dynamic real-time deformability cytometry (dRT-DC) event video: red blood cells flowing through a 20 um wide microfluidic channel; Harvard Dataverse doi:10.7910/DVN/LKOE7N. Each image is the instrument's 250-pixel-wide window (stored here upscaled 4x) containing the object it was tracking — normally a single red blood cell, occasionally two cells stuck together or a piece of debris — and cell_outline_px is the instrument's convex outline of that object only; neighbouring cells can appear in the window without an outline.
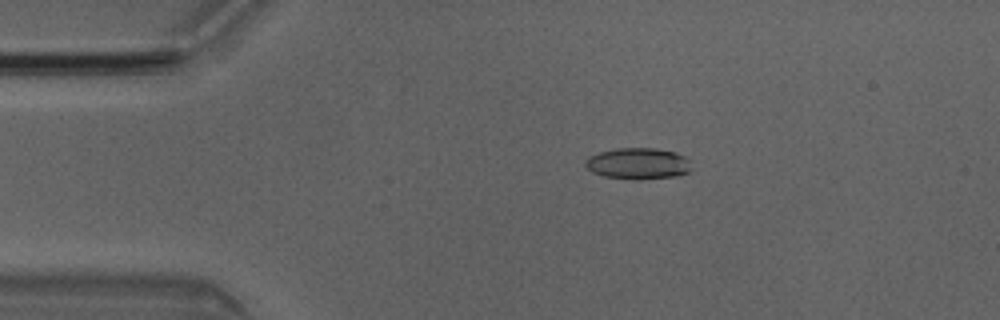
{"species": "Egyptian fruit bat (a non-hibernating species)", "species_latin": "Rousettus aegyptiacus", "temperature_condition": "room temperature", "stored_images_in_passage": 50, "camera_frame_rate_fps": 3000, "um_per_image_px": 0.085, "animal": {"sex": "male"}, "frame": {"image": 1, "passage_image": 9, "time_ms": 2.667, "image_size_px": [1000, 320], "cell_outline_px": [[692, 168], [688, 172], [680, 176], [640, 180], [632, 180], [604, 176], [592, 172], [584, 164], [584, 160], [588, 156], [600, 152], [616, 148], [656, 148], [676, 152], [692, 160]], "centroid_in_image_um": [54.28, 13.91], "position_along_channel_um": 30.7, "area_um2": 19.88}}
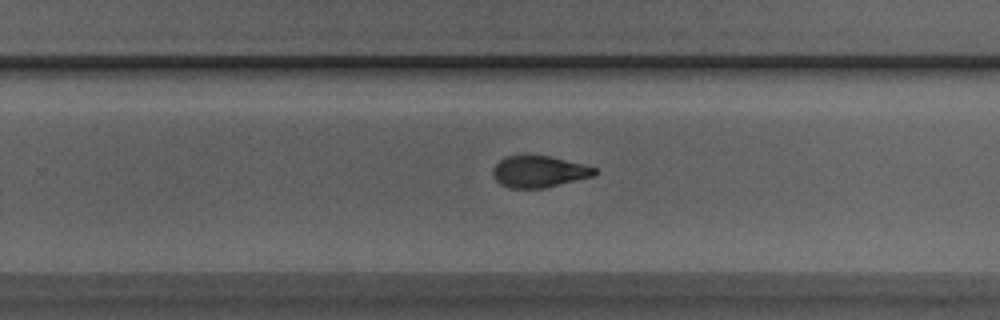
{"frame": {"image": 2, "passage_image": 31, "time_ms": 10.0, "image_size_px": [1000, 320], "cell_outline_px": [[600, 172], [592, 176], [544, 188], [512, 188], [500, 184], [496, 180], [492, 172], [492, 168], [504, 156], [552, 156], [596, 168]], "centroid_in_image_um": [45.81, 14.59], "position_along_channel_um": 284.0, "area_um2": 18.55}}
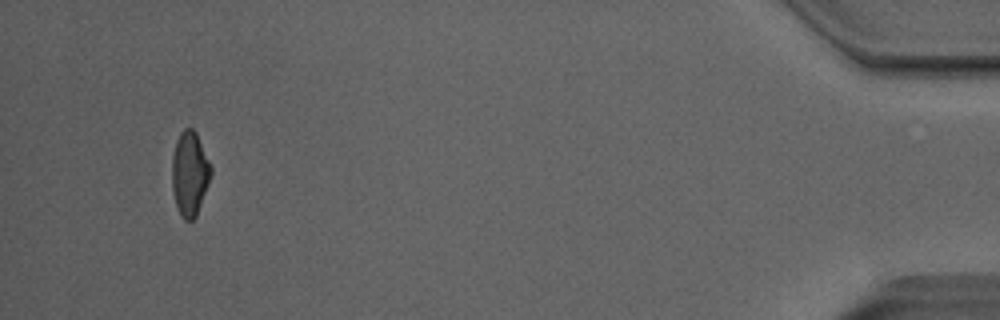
{"frame": {"image": 3, "passage_image": 47, "time_ms": 15.333, "image_size_px": [1000, 320], "cell_outline_px": [[212, 172], [208, 184], [196, 216], [192, 220], [184, 220], [180, 216], [176, 208], [172, 188], [172, 156], [176, 140], [180, 132], [184, 128], [192, 128], [196, 132], [212, 168]], "centroid_in_image_um": [16.11, 14.76], "position_along_channel_um": 419.1, "area_um2": 19.19}, "authors_computed_cell_mechanics": {"area_um2": 19.7387, "velocity_mm_per_s": 4.0751, "shape_relaxation_time_tau1_ms": 4.895, "shape_relaxation_time_tau2_ms": 2.6027, "deformation_change_tau1": 0.1526, "deformation_change_tau2": 0.0953}}